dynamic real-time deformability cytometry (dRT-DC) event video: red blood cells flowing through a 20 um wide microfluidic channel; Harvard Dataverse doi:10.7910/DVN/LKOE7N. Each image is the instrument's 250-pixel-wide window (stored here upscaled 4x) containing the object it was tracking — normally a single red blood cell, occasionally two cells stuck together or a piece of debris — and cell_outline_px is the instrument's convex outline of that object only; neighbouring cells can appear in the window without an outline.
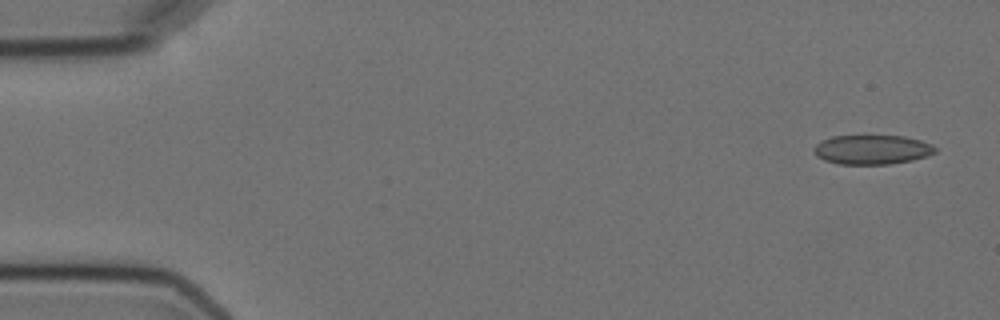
{"species": "Egyptian fruit bat (a non-hibernating species)", "species_latin": "Rousettus aegyptiacus", "temperature_condition": "cold", "stored_images_in_passage": 6, "camera_frame_rate_fps": 3000, "um_per_image_px": 0.085, "animal": {"sex": "female"}, "frame": {"image": 1, "passage_image": 1, "time_ms": 0.0, "image_size_px": [1000, 320], "cell_outline_px": [[936, 152], [928, 156], [912, 160], [888, 164], [840, 164], [824, 160], [816, 156], [812, 148], [820, 140], [832, 136], [904, 136], [920, 140], [932, 144], [936, 148]], "centroid_in_image_um": [74.11, 12.71], "position_along_channel_um": 10.9, "area_um2": 20.87}}